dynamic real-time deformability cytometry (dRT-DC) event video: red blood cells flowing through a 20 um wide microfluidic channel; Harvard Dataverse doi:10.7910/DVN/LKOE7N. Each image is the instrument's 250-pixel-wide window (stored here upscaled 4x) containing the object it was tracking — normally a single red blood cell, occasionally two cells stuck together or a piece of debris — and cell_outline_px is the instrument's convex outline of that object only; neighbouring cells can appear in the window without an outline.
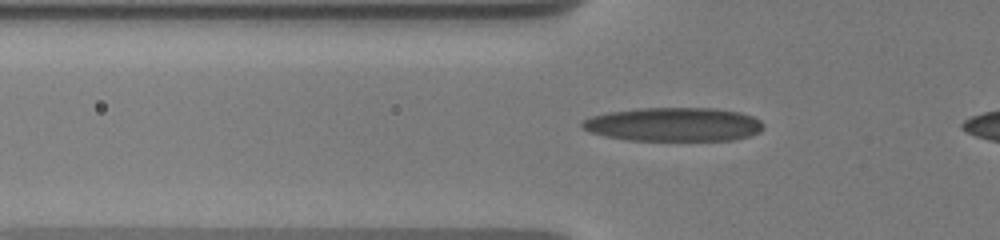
{"species": "human", "species_latin": "Homo sapiens", "temperature_condition": "warm", "stored_images_in_passage": 59, "camera_frame_rate_fps": 3000, "um_per_image_px": 0.085, "donor": {"sex": "male"}, "frame": {"image": 1, "passage_image": 15, "time_ms": 3.0, "image_size_px": [1000, 240], "cell_outline_px": [[764, 128], [760, 132], [748, 136], [732, 140], [628, 140], [604, 136], [588, 132], [580, 124], [584, 120], [592, 116], [608, 112], [636, 108], [712, 108], [740, 112], [752, 116], [760, 120], [764, 124]], "centroid_in_image_um": [57.26, 10.57], "position_along_channel_um": 68.5, "area_um2": 35.78}}
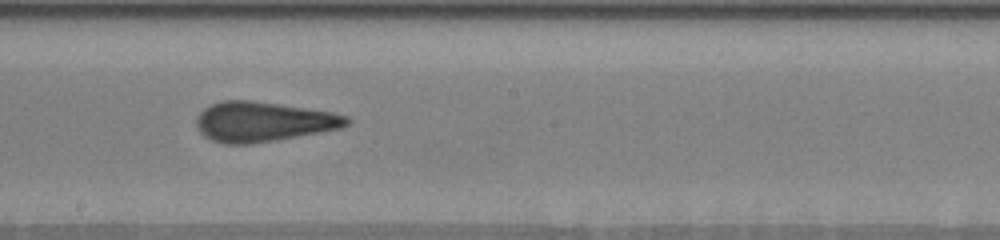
{"frame": {"image": 2, "passage_image": 34, "time_ms": 7.333, "image_size_px": [1000, 240], "cell_outline_px": [[352, 120], [348, 124], [340, 128], [320, 132], [276, 140], [248, 144], [224, 144], [212, 140], [204, 136], [200, 132], [196, 124], [196, 120], [200, 112], [204, 108], [212, 104], [224, 100], [248, 100], [332, 112], [348, 116]], "centroid_in_image_um": [22.35, 10.35], "position_along_channel_um": 225.8, "area_um2": 34.62}}
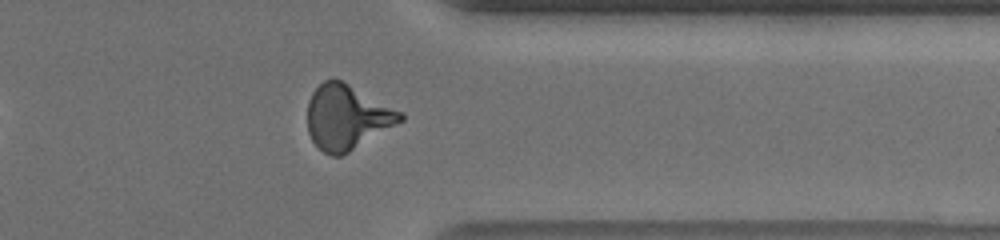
{"frame": {"image": 3, "passage_image": 53, "time_ms": 11.667, "image_size_px": [1000, 240], "cell_outline_px": [[404, 120], [348, 152], [340, 156], [332, 156], [324, 152], [312, 140], [308, 132], [308, 100], [312, 92], [324, 80], [340, 80], [404, 112]], "centroid_in_image_um": [29.49, 9.96], "position_along_channel_um": 381.9, "area_um2": 34.56}}